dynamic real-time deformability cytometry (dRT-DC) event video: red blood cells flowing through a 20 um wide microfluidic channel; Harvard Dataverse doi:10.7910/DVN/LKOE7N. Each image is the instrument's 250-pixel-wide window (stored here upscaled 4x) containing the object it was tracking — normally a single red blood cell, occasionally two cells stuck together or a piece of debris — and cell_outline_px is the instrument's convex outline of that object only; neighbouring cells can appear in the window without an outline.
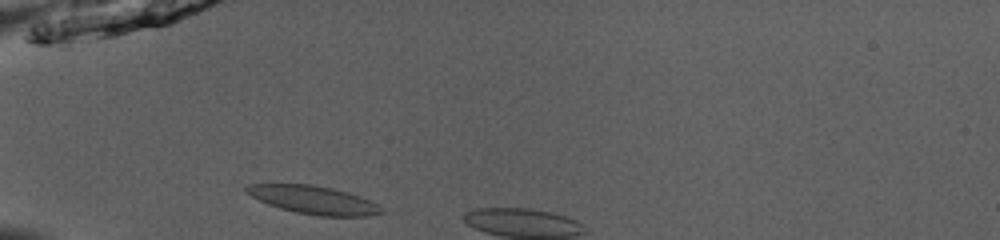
{"species": "common noctule bat (a hibernating species)", "species_latin": "Nyctalus noctula", "temperature_condition": "room temperature", "stored_images_in_passage": 4, "camera_frame_rate_fps": 3000, "um_per_image_px": 0.085, "animal": {"sex": "male", "body_mass_g": 13.0, "forearm_length_mm": 53.1}, "frame": {"image": 1, "passage_image": 1, "time_ms": 0.0, "image_size_px": [1000, 240], "cell_outline_px": [[384, 212], [364, 216], [320, 216], [296, 212], [280, 208], [268, 204], [244, 192], [244, 184], [312, 184], [332, 188], [348, 192], [360, 196], [384, 208]], "centroid_in_image_um": [26.62, 16.98], "position_along_channel_um": 58.4, "area_um2": 22.08}}